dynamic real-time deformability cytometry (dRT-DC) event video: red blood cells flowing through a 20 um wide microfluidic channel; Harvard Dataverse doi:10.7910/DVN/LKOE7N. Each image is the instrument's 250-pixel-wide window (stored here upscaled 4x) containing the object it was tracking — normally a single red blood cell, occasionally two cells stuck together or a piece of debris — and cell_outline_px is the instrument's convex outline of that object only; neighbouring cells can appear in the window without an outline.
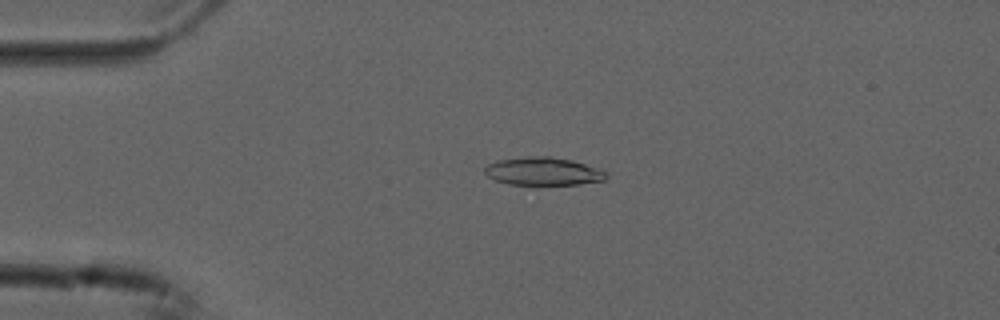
{"species": "common noctule bat (a hibernating species)", "species_latin": "Nyctalus noctula", "temperature_condition": "cold", "stored_images_in_passage": 54, "camera_frame_rate_fps": 3000, "um_per_image_px": 0.085, "animal": {"sex": "male", "forearm_length_mm": 52.5}, "frame": {"image": 1, "passage_image": 13, "time_ms": 4.0, "image_size_px": [1000, 320], "cell_outline_px": [[608, 176], [604, 180], [580, 184], [508, 184], [496, 180], [488, 176], [484, 172], [484, 168], [488, 164], [496, 160], [528, 156], [548, 156], [572, 160], [608, 172]], "centroid_in_image_um": [46.15, 14.55], "position_along_channel_um": 38.8, "area_um2": 19.71}}
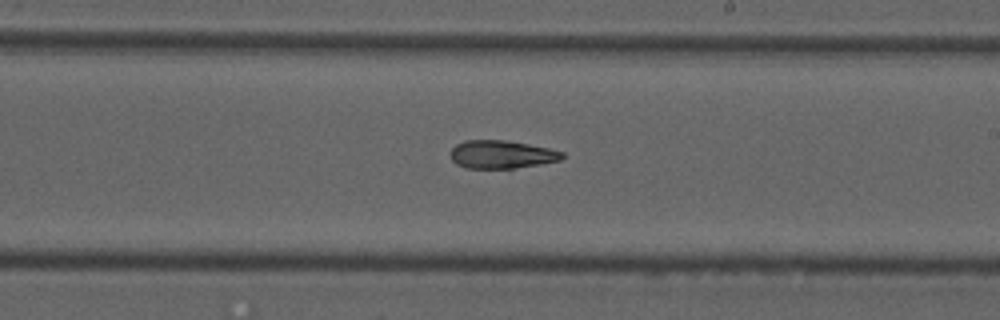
{"frame": {"image": 2, "passage_image": 32, "time_ms": 10.333, "image_size_px": [1000, 320], "cell_outline_px": [[564, 156], [560, 160], [540, 164], [512, 168], [464, 168], [456, 164], [452, 160], [448, 152], [456, 144], [464, 140], [504, 140], [528, 144], [548, 148], [564, 152]], "centroid_in_image_um": [42.58, 13.12], "position_along_channel_um": 246.4, "area_um2": 18.32}}
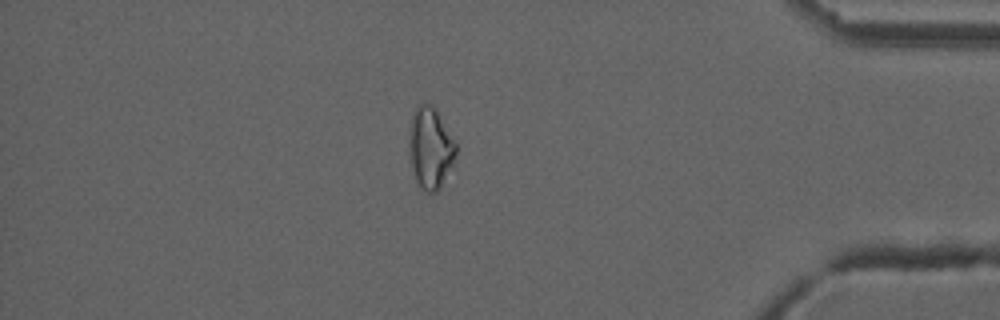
{"frame": {"image": 3, "passage_image": 47, "time_ms": 15.333, "image_size_px": [1000, 320], "cell_outline_px": [[456, 156], [440, 188], [436, 192], [428, 192], [416, 180], [412, 164], [408, 144], [408, 132], [412, 116], [416, 108], [420, 104], [432, 104], [456, 144]], "centroid_in_image_um": [36.57, 12.56], "position_along_channel_um": 398.6, "area_um2": 21.62}}